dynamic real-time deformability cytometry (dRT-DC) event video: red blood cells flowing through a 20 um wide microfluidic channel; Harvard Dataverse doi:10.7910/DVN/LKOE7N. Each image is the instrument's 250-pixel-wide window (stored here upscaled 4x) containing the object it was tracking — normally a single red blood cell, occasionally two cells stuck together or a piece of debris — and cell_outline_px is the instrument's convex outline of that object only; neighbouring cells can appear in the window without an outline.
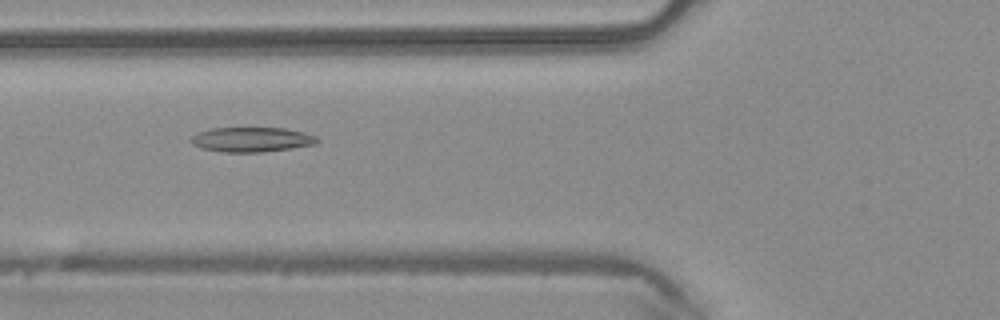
{"species": "common noctule bat (a hibernating species)", "species_latin": "Nyctalus noctula", "temperature_condition": "warm", "stored_images_in_passage": 40, "camera_frame_rate_fps": 3000, "um_per_image_px": 0.085, "animal": {"sex": "male", "body_mass_g": 20.4}, "frame": {"image": 1, "passage_image": 10, "time_ms": 3.0, "image_size_px": [1000, 320], "cell_outline_px": [[320, 140], [316, 144], [292, 148], [260, 152], [224, 152], [204, 148], [192, 144], [188, 140], [196, 132], [208, 128], [284, 128], [304, 132], [316, 136]], "centroid_in_image_um": [21.37, 11.85], "position_along_channel_um": 104.4, "area_um2": 18.26}}
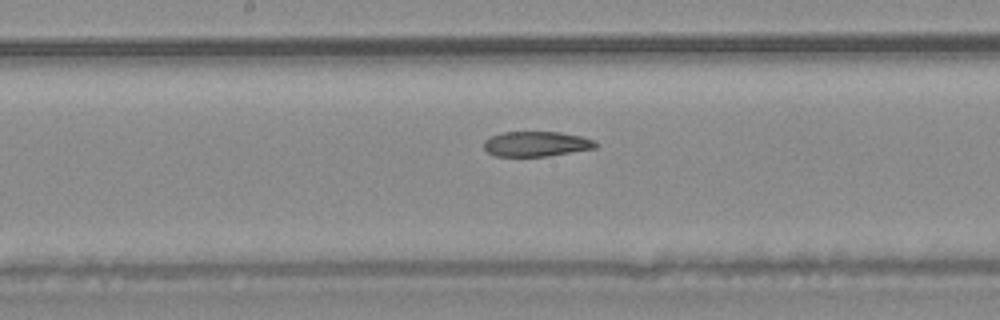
{"frame": {"image": 2, "passage_image": 17, "time_ms": 5.333, "image_size_px": [1000, 320], "cell_outline_px": [[600, 144], [596, 148], [548, 156], [496, 156], [488, 152], [484, 148], [484, 140], [492, 136], [504, 132], [560, 132], [580, 136], [596, 140]], "centroid_in_image_um": [45.63, 12.23], "position_along_channel_um": 202.6, "area_um2": 16.36}}
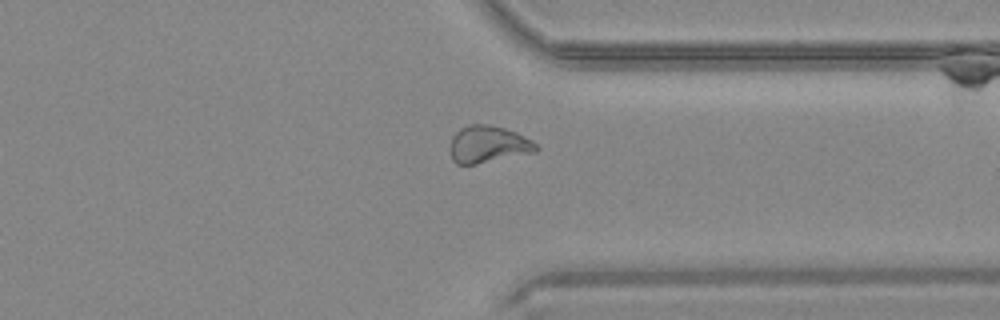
{"frame": {"image": 3, "passage_image": 29, "time_ms": 9.333, "image_size_px": [1000, 320], "cell_outline_px": [[540, 148], [536, 152], [476, 164], [456, 164], [452, 160], [448, 152], [452, 136], [460, 128], [468, 124], [488, 124], [504, 128], [516, 132], [532, 140]], "centroid_in_image_um": [41.46, 12.27], "position_along_channel_um": 369.9, "area_um2": 18.84}, "authors_computed_cell_mechanics": {"area_um2": 18.5249, "velocity_mm_per_s": 4.2123, "shape_relaxation_time_tau1_ms": null, "shape_relaxation_time_tau2_ms": 5.1437, "deformation_change_tau1": null, "deformation_change_tau2": 0.1213}}